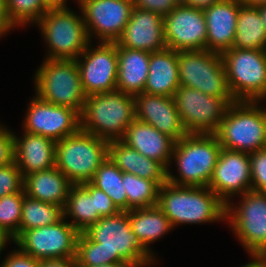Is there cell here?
Returning <instances> with one entry per match:
<instances>
[{
  "mask_svg": "<svg viewBox=\"0 0 266 267\" xmlns=\"http://www.w3.org/2000/svg\"><path fill=\"white\" fill-rule=\"evenodd\" d=\"M6 10L11 24L25 26L34 24L49 10L43 0H6Z\"/></svg>",
  "mask_w": 266,
  "mask_h": 267,
  "instance_id": "836d02e7",
  "label": "cell"
},
{
  "mask_svg": "<svg viewBox=\"0 0 266 267\" xmlns=\"http://www.w3.org/2000/svg\"><path fill=\"white\" fill-rule=\"evenodd\" d=\"M133 7L157 13L162 17L169 14L177 6L173 0H132Z\"/></svg>",
  "mask_w": 266,
  "mask_h": 267,
  "instance_id": "f35d334b",
  "label": "cell"
},
{
  "mask_svg": "<svg viewBox=\"0 0 266 267\" xmlns=\"http://www.w3.org/2000/svg\"><path fill=\"white\" fill-rule=\"evenodd\" d=\"M121 141L141 155L161 162L169 169L176 141L152 125L135 119L126 129Z\"/></svg>",
  "mask_w": 266,
  "mask_h": 267,
  "instance_id": "603a6c76",
  "label": "cell"
},
{
  "mask_svg": "<svg viewBox=\"0 0 266 267\" xmlns=\"http://www.w3.org/2000/svg\"><path fill=\"white\" fill-rule=\"evenodd\" d=\"M28 105L22 124L25 132L59 141L80 130V114L72 108L45 102L36 95Z\"/></svg>",
  "mask_w": 266,
  "mask_h": 267,
  "instance_id": "2e32d148",
  "label": "cell"
},
{
  "mask_svg": "<svg viewBox=\"0 0 266 267\" xmlns=\"http://www.w3.org/2000/svg\"><path fill=\"white\" fill-rule=\"evenodd\" d=\"M63 218L62 206L43 202L25 194L22 203L19 235L26 230L56 224Z\"/></svg>",
  "mask_w": 266,
  "mask_h": 267,
  "instance_id": "4dcf8cb0",
  "label": "cell"
},
{
  "mask_svg": "<svg viewBox=\"0 0 266 267\" xmlns=\"http://www.w3.org/2000/svg\"><path fill=\"white\" fill-rule=\"evenodd\" d=\"M123 172L108 158L99 166L90 183L105 192L120 211H127Z\"/></svg>",
  "mask_w": 266,
  "mask_h": 267,
  "instance_id": "1f68e13d",
  "label": "cell"
},
{
  "mask_svg": "<svg viewBox=\"0 0 266 267\" xmlns=\"http://www.w3.org/2000/svg\"><path fill=\"white\" fill-rule=\"evenodd\" d=\"M14 136V162L22 176L55 167L56 141L24 131L22 137Z\"/></svg>",
  "mask_w": 266,
  "mask_h": 267,
  "instance_id": "7402d4cb",
  "label": "cell"
},
{
  "mask_svg": "<svg viewBox=\"0 0 266 267\" xmlns=\"http://www.w3.org/2000/svg\"><path fill=\"white\" fill-rule=\"evenodd\" d=\"M226 205V221L249 255H266V192L249 190Z\"/></svg>",
  "mask_w": 266,
  "mask_h": 267,
  "instance_id": "8fae6325",
  "label": "cell"
},
{
  "mask_svg": "<svg viewBox=\"0 0 266 267\" xmlns=\"http://www.w3.org/2000/svg\"><path fill=\"white\" fill-rule=\"evenodd\" d=\"M221 149L214 134H187L175 142L172 153L171 160L178 167L179 177L168 169V182L179 186L208 187Z\"/></svg>",
  "mask_w": 266,
  "mask_h": 267,
  "instance_id": "277c9868",
  "label": "cell"
},
{
  "mask_svg": "<svg viewBox=\"0 0 266 267\" xmlns=\"http://www.w3.org/2000/svg\"><path fill=\"white\" fill-rule=\"evenodd\" d=\"M208 187L227 205L252 190L249 153L222 148Z\"/></svg>",
  "mask_w": 266,
  "mask_h": 267,
  "instance_id": "ac0fdd59",
  "label": "cell"
},
{
  "mask_svg": "<svg viewBox=\"0 0 266 267\" xmlns=\"http://www.w3.org/2000/svg\"><path fill=\"white\" fill-rule=\"evenodd\" d=\"M78 267L128 262L135 267L154 264L153 257L132 231L129 211L101 217L96 223L80 232L77 240Z\"/></svg>",
  "mask_w": 266,
  "mask_h": 267,
  "instance_id": "6da1fadb",
  "label": "cell"
},
{
  "mask_svg": "<svg viewBox=\"0 0 266 267\" xmlns=\"http://www.w3.org/2000/svg\"><path fill=\"white\" fill-rule=\"evenodd\" d=\"M132 231L137 235L142 246L154 257L148 244L155 243L163 235L174 229L164 212L156 205L132 209L129 211Z\"/></svg>",
  "mask_w": 266,
  "mask_h": 267,
  "instance_id": "f1b7e54d",
  "label": "cell"
},
{
  "mask_svg": "<svg viewBox=\"0 0 266 267\" xmlns=\"http://www.w3.org/2000/svg\"><path fill=\"white\" fill-rule=\"evenodd\" d=\"M234 101L266 97V50L230 48L221 54Z\"/></svg>",
  "mask_w": 266,
  "mask_h": 267,
  "instance_id": "9c48e42d",
  "label": "cell"
},
{
  "mask_svg": "<svg viewBox=\"0 0 266 267\" xmlns=\"http://www.w3.org/2000/svg\"><path fill=\"white\" fill-rule=\"evenodd\" d=\"M70 9H49L37 22L49 50L45 59L76 60L91 42L83 20Z\"/></svg>",
  "mask_w": 266,
  "mask_h": 267,
  "instance_id": "ba28073f",
  "label": "cell"
},
{
  "mask_svg": "<svg viewBox=\"0 0 266 267\" xmlns=\"http://www.w3.org/2000/svg\"><path fill=\"white\" fill-rule=\"evenodd\" d=\"M80 232L63 218L56 224L23 231L13 242L37 260L75 258Z\"/></svg>",
  "mask_w": 266,
  "mask_h": 267,
  "instance_id": "4fadbf2b",
  "label": "cell"
},
{
  "mask_svg": "<svg viewBox=\"0 0 266 267\" xmlns=\"http://www.w3.org/2000/svg\"><path fill=\"white\" fill-rule=\"evenodd\" d=\"M91 43L76 59L86 96L117 90V43L100 42L96 48Z\"/></svg>",
  "mask_w": 266,
  "mask_h": 267,
  "instance_id": "5bb4252c",
  "label": "cell"
},
{
  "mask_svg": "<svg viewBox=\"0 0 266 267\" xmlns=\"http://www.w3.org/2000/svg\"><path fill=\"white\" fill-rule=\"evenodd\" d=\"M79 3L90 41L116 42L122 35L133 9L132 0H76Z\"/></svg>",
  "mask_w": 266,
  "mask_h": 267,
  "instance_id": "9a60e30c",
  "label": "cell"
},
{
  "mask_svg": "<svg viewBox=\"0 0 266 267\" xmlns=\"http://www.w3.org/2000/svg\"><path fill=\"white\" fill-rule=\"evenodd\" d=\"M48 9H68L67 0H43Z\"/></svg>",
  "mask_w": 266,
  "mask_h": 267,
  "instance_id": "bcb514c9",
  "label": "cell"
},
{
  "mask_svg": "<svg viewBox=\"0 0 266 267\" xmlns=\"http://www.w3.org/2000/svg\"><path fill=\"white\" fill-rule=\"evenodd\" d=\"M14 133L0 124V167L14 161Z\"/></svg>",
  "mask_w": 266,
  "mask_h": 267,
  "instance_id": "74e56055",
  "label": "cell"
},
{
  "mask_svg": "<svg viewBox=\"0 0 266 267\" xmlns=\"http://www.w3.org/2000/svg\"><path fill=\"white\" fill-rule=\"evenodd\" d=\"M36 96L81 114L86 100L76 60L44 59L34 76Z\"/></svg>",
  "mask_w": 266,
  "mask_h": 267,
  "instance_id": "52a82bcc",
  "label": "cell"
},
{
  "mask_svg": "<svg viewBox=\"0 0 266 267\" xmlns=\"http://www.w3.org/2000/svg\"><path fill=\"white\" fill-rule=\"evenodd\" d=\"M15 27L11 24L6 10V0H0V38Z\"/></svg>",
  "mask_w": 266,
  "mask_h": 267,
  "instance_id": "b9f144b4",
  "label": "cell"
},
{
  "mask_svg": "<svg viewBox=\"0 0 266 267\" xmlns=\"http://www.w3.org/2000/svg\"><path fill=\"white\" fill-rule=\"evenodd\" d=\"M39 265L40 260L15 249L5 257L0 267H39Z\"/></svg>",
  "mask_w": 266,
  "mask_h": 267,
  "instance_id": "ab89813d",
  "label": "cell"
},
{
  "mask_svg": "<svg viewBox=\"0 0 266 267\" xmlns=\"http://www.w3.org/2000/svg\"><path fill=\"white\" fill-rule=\"evenodd\" d=\"M123 48L156 52L167 48L161 15L133 7L125 29L116 41Z\"/></svg>",
  "mask_w": 266,
  "mask_h": 267,
  "instance_id": "d6986e66",
  "label": "cell"
},
{
  "mask_svg": "<svg viewBox=\"0 0 266 267\" xmlns=\"http://www.w3.org/2000/svg\"><path fill=\"white\" fill-rule=\"evenodd\" d=\"M134 96L122 91L86 97L80 114V130L107 141L121 140L135 120Z\"/></svg>",
  "mask_w": 266,
  "mask_h": 267,
  "instance_id": "3957f363",
  "label": "cell"
},
{
  "mask_svg": "<svg viewBox=\"0 0 266 267\" xmlns=\"http://www.w3.org/2000/svg\"><path fill=\"white\" fill-rule=\"evenodd\" d=\"M122 183L127 195V211L157 205L160 186L155 181L123 172Z\"/></svg>",
  "mask_w": 266,
  "mask_h": 267,
  "instance_id": "d6a6232c",
  "label": "cell"
},
{
  "mask_svg": "<svg viewBox=\"0 0 266 267\" xmlns=\"http://www.w3.org/2000/svg\"><path fill=\"white\" fill-rule=\"evenodd\" d=\"M72 183L56 167L24 176L26 195L64 207Z\"/></svg>",
  "mask_w": 266,
  "mask_h": 267,
  "instance_id": "4316f807",
  "label": "cell"
},
{
  "mask_svg": "<svg viewBox=\"0 0 266 267\" xmlns=\"http://www.w3.org/2000/svg\"><path fill=\"white\" fill-rule=\"evenodd\" d=\"M118 56V91L135 96L144 92L150 52L138 49L123 48L117 44Z\"/></svg>",
  "mask_w": 266,
  "mask_h": 267,
  "instance_id": "484cf974",
  "label": "cell"
},
{
  "mask_svg": "<svg viewBox=\"0 0 266 267\" xmlns=\"http://www.w3.org/2000/svg\"><path fill=\"white\" fill-rule=\"evenodd\" d=\"M157 206L174 228L226 220V204L209 188L167 182L159 188Z\"/></svg>",
  "mask_w": 266,
  "mask_h": 267,
  "instance_id": "7a4b0ae2",
  "label": "cell"
},
{
  "mask_svg": "<svg viewBox=\"0 0 266 267\" xmlns=\"http://www.w3.org/2000/svg\"><path fill=\"white\" fill-rule=\"evenodd\" d=\"M232 48L266 50V31L258 7L241 5Z\"/></svg>",
  "mask_w": 266,
  "mask_h": 267,
  "instance_id": "f546056e",
  "label": "cell"
},
{
  "mask_svg": "<svg viewBox=\"0 0 266 267\" xmlns=\"http://www.w3.org/2000/svg\"><path fill=\"white\" fill-rule=\"evenodd\" d=\"M218 1L219 0H185V5L203 10L205 8L211 7Z\"/></svg>",
  "mask_w": 266,
  "mask_h": 267,
  "instance_id": "ee69618b",
  "label": "cell"
},
{
  "mask_svg": "<svg viewBox=\"0 0 266 267\" xmlns=\"http://www.w3.org/2000/svg\"><path fill=\"white\" fill-rule=\"evenodd\" d=\"M259 103L234 101L230 104L214 133L221 148L249 154L266 148V109Z\"/></svg>",
  "mask_w": 266,
  "mask_h": 267,
  "instance_id": "5b68a950",
  "label": "cell"
},
{
  "mask_svg": "<svg viewBox=\"0 0 266 267\" xmlns=\"http://www.w3.org/2000/svg\"><path fill=\"white\" fill-rule=\"evenodd\" d=\"M108 159L122 172L153 180L160 187L168 182V169L161 162L141 155L121 140L109 141Z\"/></svg>",
  "mask_w": 266,
  "mask_h": 267,
  "instance_id": "cb8c5ba5",
  "label": "cell"
},
{
  "mask_svg": "<svg viewBox=\"0 0 266 267\" xmlns=\"http://www.w3.org/2000/svg\"><path fill=\"white\" fill-rule=\"evenodd\" d=\"M163 19L167 48L177 52L207 50V25L202 9L177 5Z\"/></svg>",
  "mask_w": 266,
  "mask_h": 267,
  "instance_id": "e0dca14e",
  "label": "cell"
},
{
  "mask_svg": "<svg viewBox=\"0 0 266 267\" xmlns=\"http://www.w3.org/2000/svg\"><path fill=\"white\" fill-rule=\"evenodd\" d=\"M148 71L144 92L173 97L180 87L178 52L165 48L150 53Z\"/></svg>",
  "mask_w": 266,
  "mask_h": 267,
  "instance_id": "d4e9b609",
  "label": "cell"
},
{
  "mask_svg": "<svg viewBox=\"0 0 266 267\" xmlns=\"http://www.w3.org/2000/svg\"><path fill=\"white\" fill-rule=\"evenodd\" d=\"M24 195V190H20L19 192L0 198V228L13 241L19 236Z\"/></svg>",
  "mask_w": 266,
  "mask_h": 267,
  "instance_id": "e575fe53",
  "label": "cell"
},
{
  "mask_svg": "<svg viewBox=\"0 0 266 267\" xmlns=\"http://www.w3.org/2000/svg\"><path fill=\"white\" fill-rule=\"evenodd\" d=\"M180 86L197 89L209 96L233 98L220 53L203 50L178 52Z\"/></svg>",
  "mask_w": 266,
  "mask_h": 267,
  "instance_id": "30bf717a",
  "label": "cell"
},
{
  "mask_svg": "<svg viewBox=\"0 0 266 267\" xmlns=\"http://www.w3.org/2000/svg\"><path fill=\"white\" fill-rule=\"evenodd\" d=\"M252 190L266 192V148L249 154Z\"/></svg>",
  "mask_w": 266,
  "mask_h": 267,
  "instance_id": "8d00e7d4",
  "label": "cell"
},
{
  "mask_svg": "<svg viewBox=\"0 0 266 267\" xmlns=\"http://www.w3.org/2000/svg\"><path fill=\"white\" fill-rule=\"evenodd\" d=\"M24 177L16 163L0 167V198L23 189Z\"/></svg>",
  "mask_w": 266,
  "mask_h": 267,
  "instance_id": "d590c367",
  "label": "cell"
},
{
  "mask_svg": "<svg viewBox=\"0 0 266 267\" xmlns=\"http://www.w3.org/2000/svg\"><path fill=\"white\" fill-rule=\"evenodd\" d=\"M175 3H176V5H185V0H173Z\"/></svg>",
  "mask_w": 266,
  "mask_h": 267,
  "instance_id": "816d5d0a",
  "label": "cell"
},
{
  "mask_svg": "<svg viewBox=\"0 0 266 267\" xmlns=\"http://www.w3.org/2000/svg\"><path fill=\"white\" fill-rule=\"evenodd\" d=\"M95 267H135L132 264L128 262H122V263H112V264H106V265H100Z\"/></svg>",
  "mask_w": 266,
  "mask_h": 267,
  "instance_id": "f907efd6",
  "label": "cell"
},
{
  "mask_svg": "<svg viewBox=\"0 0 266 267\" xmlns=\"http://www.w3.org/2000/svg\"><path fill=\"white\" fill-rule=\"evenodd\" d=\"M251 261L242 267H266V255H250Z\"/></svg>",
  "mask_w": 266,
  "mask_h": 267,
  "instance_id": "f6af8a7d",
  "label": "cell"
},
{
  "mask_svg": "<svg viewBox=\"0 0 266 267\" xmlns=\"http://www.w3.org/2000/svg\"><path fill=\"white\" fill-rule=\"evenodd\" d=\"M174 102L187 134H214L233 98L209 96L197 89L180 86Z\"/></svg>",
  "mask_w": 266,
  "mask_h": 267,
  "instance_id": "7c38bea8",
  "label": "cell"
},
{
  "mask_svg": "<svg viewBox=\"0 0 266 267\" xmlns=\"http://www.w3.org/2000/svg\"><path fill=\"white\" fill-rule=\"evenodd\" d=\"M63 212L65 219L73 218L69 223L79 232L96 223L101 216L96 211L95 187L90 182L72 184Z\"/></svg>",
  "mask_w": 266,
  "mask_h": 267,
  "instance_id": "83f0119b",
  "label": "cell"
},
{
  "mask_svg": "<svg viewBox=\"0 0 266 267\" xmlns=\"http://www.w3.org/2000/svg\"><path fill=\"white\" fill-rule=\"evenodd\" d=\"M259 9V13L261 15L262 21H263V26L266 31V4H262L260 6H257Z\"/></svg>",
  "mask_w": 266,
  "mask_h": 267,
  "instance_id": "681fc988",
  "label": "cell"
},
{
  "mask_svg": "<svg viewBox=\"0 0 266 267\" xmlns=\"http://www.w3.org/2000/svg\"><path fill=\"white\" fill-rule=\"evenodd\" d=\"M39 267H78V265L75 258H64L42 260Z\"/></svg>",
  "mask_w": 266,
  "mask_h": 267,
  "instance_id": "7bdbcfd3",
  "label": "cell"
},
{
  "mask_svg": "<svg viewBox=\"0 0 266 267\" xmlns=\"http://www.w3.org/2000/svg\"><path fill=\"white\" fill-rule=\"evenodd\" d=\"M134 99L137 120L152 125L175 141L187 135L173 97L143 92Z\"/></svg>",
  "mask_w": 266,
  "mask_h": 267,
  "instance_id": "ffe728a7",
  "label": "cell"
},
{
  "mask_svg": "<svg viewBox=\"0 0 266 267\" xmlns=\"http://www.w3.org/2000/svg\"><path fill=\"white\" fill-rule=\"evenodd\" d=\"M241 5L238 0H219L211 7L203 9L208 51L222 54L233 47Z\"/></svg>",
  "mask_w": 266,
  "mask_h": 267,
  "instance_id": "44dd1931",
  "label": "cell"
},
{
  "mask_svg": "<svg viewBox=\"0 0 266 267\" xmlns=\"http://www.w3.org/2000/svg\"><path fill=\"white\" fill-rule=\"evenodd\" d=\"M109 141L79 130L56 141L55 167L72 184L90 182L108 158Z\"/></svg>",
  "mask_w": 266,
  "mask_h": 267,
  "instance_id": "8992f818",
  "label": "cell"
},
{
  "mask_svg": "<svg viewBox=\"0 0 266 267\" xmlns=\"http://www.w3.org/2000/svg\"><path fill=\"white\" fill-rule=\"evenodd\" d=\"M242 5L260 6L266 4V0H238Z\"/></svg>",
  "mask_w": 266,
  "mask_h": 267,
  "instance_id": "c3c4849f",
  "label": "cell"
},
{
  "mask_svg": "<svg viewBox=\"0 0 266 267\" xmlns=\"http://www.w3.org/2000/svg\"><path fill=\"white\" fill-rule=\"evenodd\" d=\"M12 240V238L7 235L1 228H0V255L2 253V251L4 250L5 245L7 244V242H10Z\"/></svg>",
  "mask_w": 266,
  "mask_h": 267,
  "instance_id": "7dc6e473",
  "label": "cell"
},
{
  "mask_svg": "<svg viewBox=\"0 0 266 267\" xmlns=\"http://www.w3.org/2000/svg\"><path fill=\"white\" fill-rule=\"evenodd\" d=\"M96 211L101 217L113 216L120 212L111 198L102 190L95 187Z\"/></svg>",
  "mask_w": 266,
  "mask_h": 267,
  "instance_id": "60d3db41",
  "label": "cell"
}]
</instances>
